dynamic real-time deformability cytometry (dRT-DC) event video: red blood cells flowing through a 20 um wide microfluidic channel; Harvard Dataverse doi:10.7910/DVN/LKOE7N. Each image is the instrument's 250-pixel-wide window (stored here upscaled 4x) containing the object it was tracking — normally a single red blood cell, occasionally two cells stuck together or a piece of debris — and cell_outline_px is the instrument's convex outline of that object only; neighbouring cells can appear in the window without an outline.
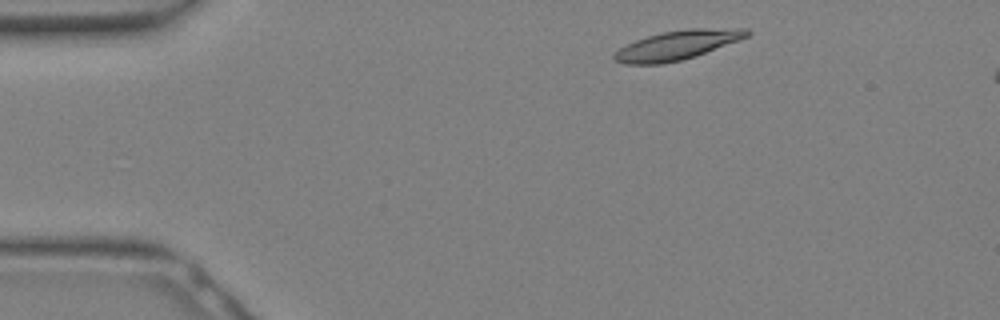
{"species": "Egyptian fruit bat (a non-hibernating species)", "species_latin": "Rousettus aegyptiacus", "temperature_condition": "warm", "stored_images_in_passage": 12, "camera_frame_rate_fps": 3000, "um_per_image_px": 0.085, "animal": {"sex": "female"}, "frame": {"image": 1, "passage_image": 2, "time_ms": 0.333, "image_size_px": [1000, 320], "cell_outline_px": [[752, 32], [748, 36], [740, 40], [696, 56], [680, 60], [660, 64], [624, 64], [616, 60], [612, 56], [620, 48], [636, 40], [660, 32], [692, 28], [748, 28]], "centroid_in_image_um": [57.62, 3.82], "position_along_channel_um": 27.4, "area_um2": 22.54}}
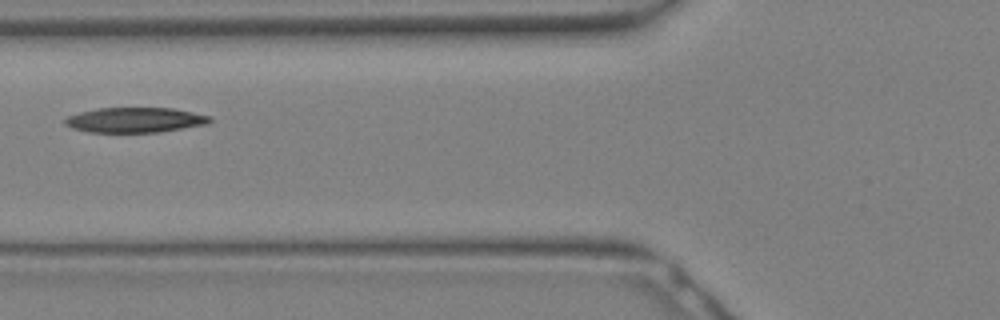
{"frame": {"image": 2, "passage_image": 9, "time_ms": 2.667, "image_size_px": [1000, 320], "cell_outline_px": [[212, 120], [208, 124], [160, 132], [88, 132], [72, 128], [64, 124], [64, 120], [68, 116], [80, 112], [96, 108], [172, 108], [212, 116]], "centroid_in_image_um": [11.49, 10.2], "position_along_channel_um": 114.3, "area_um2": 21.21}}
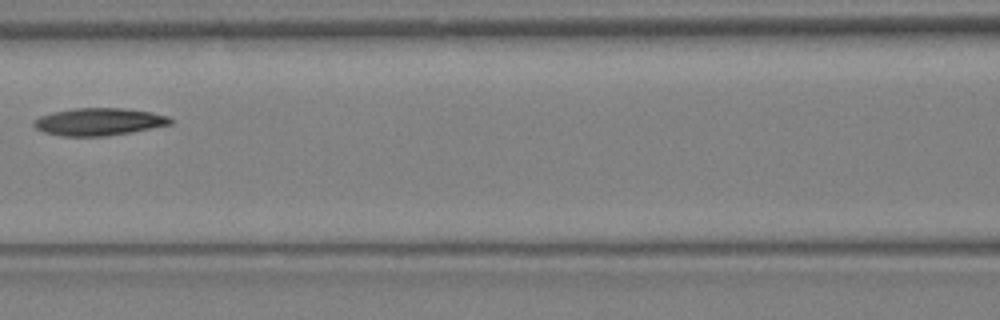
{"frame": {"image": 3, "passage_image": 11, "time_ms": 3.333, "image_size_px": [1000, 320], "cell_outline_px": [[172, 124], [132, 132], [104, 136], [60, 136], [44, 132], [36, 128], [32, 124], [32, 120], [40, 116], [52, 112], [72, 108], [124, 108], [152, 112], [168, 116], [172, 120]], "centroid_in_image_um": [8.38, 10.34], "position_along_channel_um": 158.2, "area_um2": 21.96}}